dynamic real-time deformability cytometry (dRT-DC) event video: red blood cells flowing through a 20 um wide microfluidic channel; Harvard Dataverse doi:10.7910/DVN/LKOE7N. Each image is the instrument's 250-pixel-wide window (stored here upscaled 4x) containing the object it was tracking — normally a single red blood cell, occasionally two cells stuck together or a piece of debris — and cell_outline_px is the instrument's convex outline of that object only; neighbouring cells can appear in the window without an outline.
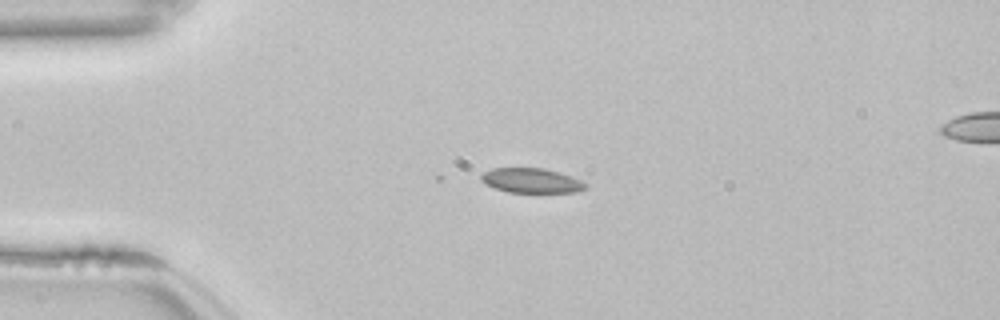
{"species": "common noctule bat (a hibernating species)", "species_latin": "Nyctalus noctula", "temperature_condition": "room temperature", "stored_images_in_passage": 4, "camera_frame_rate_fps": 3000, "um_per_image_px": 0.085, "animal": {"sex": "female", "body_mass_g": 22.7, "forearm_length_mm": 54.2}, "frame": {"image": 1, "passage_image": 1, "time_ms": 0.0, "image_size_px": [1000, 320], "cell_outline_px": [[588, 188], [576, 192], [508, 192], [484, 184], [480, 180], [480, 176], [484, 172], [492, 168], [544, 168], [560, 172], [572, 176], [588, 184]], "centroid_in_image_um": [45.18, 15.34], "position_along_channel_um": 39.8, "area_um2": 15.14}}